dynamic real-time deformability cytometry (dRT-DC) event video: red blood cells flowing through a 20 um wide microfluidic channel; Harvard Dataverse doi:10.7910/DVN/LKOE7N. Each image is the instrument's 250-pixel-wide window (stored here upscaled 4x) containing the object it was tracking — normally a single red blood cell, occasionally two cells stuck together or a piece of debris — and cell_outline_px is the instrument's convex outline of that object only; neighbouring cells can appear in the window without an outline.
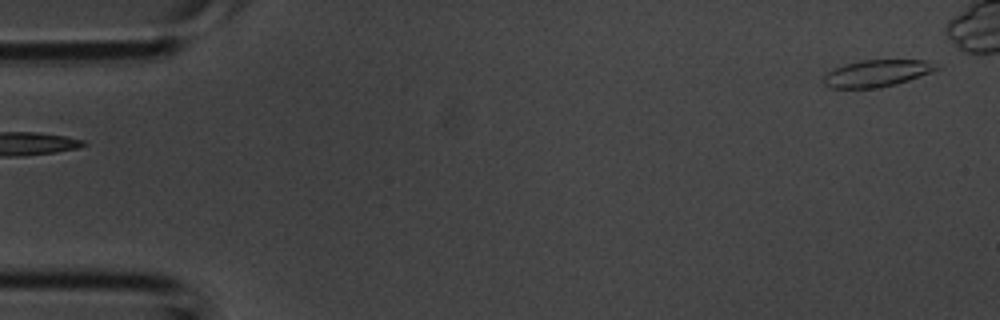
{"species": "common noctule bat (a hibernating species)", "species_latin": "Nyctalus noctula", "temperature_condition": "room temperature", "stored_images_in_passage": 11, "camera_frame_rate_fps": 3000, "um_per_image_px": 0.085, "animal": {"sex": "male", "body_mass_g": 20.1, "forearm_length_mm": 53.5}, "frame": {"image": 1, "passage_image": 1, "time_ms": 0.0, "image_size_px": [1000, 320], "cell_outline_px": [[940, 68], [932, 72], [896, 84], [880, 88], [832, 88], [824, 84], [824, 76], [828, 72], [844, 64], [860, 60], [924, 60]], "centroid_in_image_um": [74.51, 6.23], "position_along_channel_um": 10.5, "area_um2": 17.46}}